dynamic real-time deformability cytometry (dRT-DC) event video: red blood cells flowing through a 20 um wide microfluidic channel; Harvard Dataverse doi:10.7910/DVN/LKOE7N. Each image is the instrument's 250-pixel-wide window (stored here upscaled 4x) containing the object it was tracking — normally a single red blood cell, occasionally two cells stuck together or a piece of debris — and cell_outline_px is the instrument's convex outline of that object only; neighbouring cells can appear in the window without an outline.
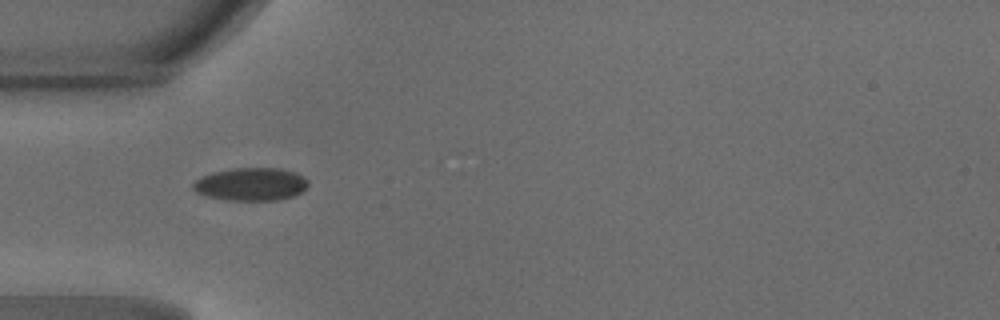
{"species": "common noctule bat (a hibernating species)", "species_latin": "Nyctalus noctula", "temperature_condition": "warm", "stored_images_in_passage": 25, "camera_frame_rate_fps": 3000, "um_per_image_px": 0.085, "animal": {"sex": "male", "body_mass_g": 18.8}, "frame": {"image": 1, "passage_image": 1, "time_ms": 0.0, "image_size_px": [1000, 320], "cell_outline_px": [[308, 188], [292, 196], [276, 200], [224, 200], [208, 196], [196, 192], [192, 188], [192, 184], [196, 180], [212, 172], [232, 168], [280, 168], [296, 172], [304, 176], [308, 180]], "centroid_in_image_um": [21.35, 15.65], "position_along_channel_um": 63.6, "area_um2": 22.14}}
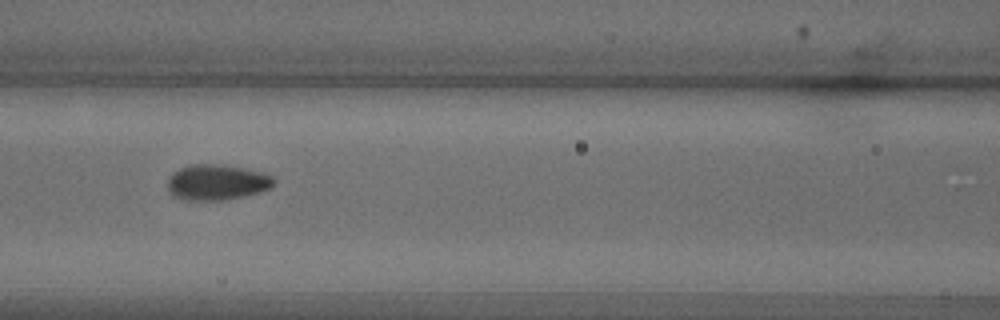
{"frame": {"image": 2, "passage_image": 7, "time_ms": 2.0, "image_size_px": [1000, 320], "cell_outline_px": [[276, 180], [268, 188], [260, 192], [224, 200], [188, 200], [172, 196], [168, 192], [168, 176], [172, 172], [188, 164], [220, 164], [244, 168], [264, 172], [272, 176]], "centroid_in_image_um": [18.39, 15.48], "position_along_channel_um": 148.2, "area_um2": 22.2}}
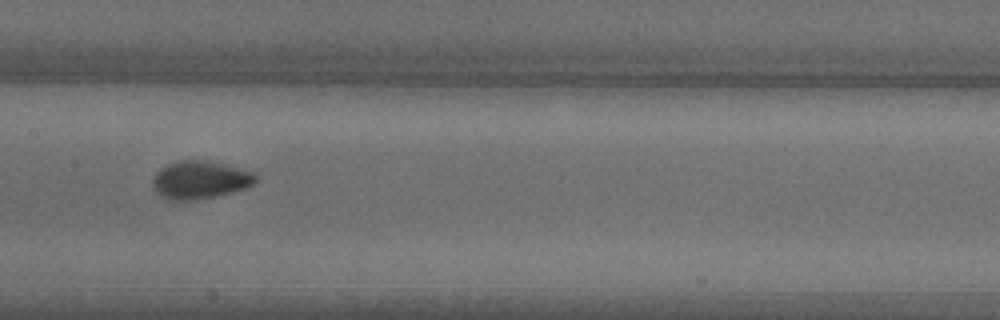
{"frame": {"image": 3, "passage_image": 10, "time_ms": 3.0, "image_size_px": [1000, 320], "cell_outline_px": [[256, 180], [248, 188], [216, 196], [196, 200], [168, 200], [160, 196], [152, 188], [152, 180], [156, 172], [160, 168], [176, 160], [200, 160], [224, 164], [256, 172]], "centroid_in_image_um": [16.98, 15.29], "position_along_channel_um": 190.4, "area_um2": 23.0}, "authors_computed_cell_mechanics": {"area_um2": 21.5016, "velocity_mm_per_s": 4.2227, "shape_relaxation_time_tau1_ms": 3.4531, "shape_relaxation_time_tau2_ms": 0.7096, "deformation_change_tau1": 0.1231, "deformation_change_tau2": 0.0356}}